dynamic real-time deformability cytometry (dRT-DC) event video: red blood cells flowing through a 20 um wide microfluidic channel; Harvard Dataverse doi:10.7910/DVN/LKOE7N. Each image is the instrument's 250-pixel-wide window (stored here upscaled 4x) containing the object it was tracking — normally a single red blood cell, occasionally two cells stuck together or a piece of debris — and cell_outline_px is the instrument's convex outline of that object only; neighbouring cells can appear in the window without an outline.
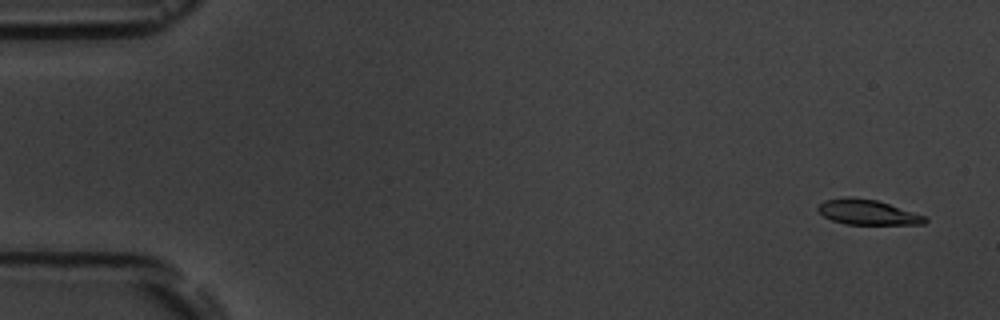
{"species": "common noctule bat (a hibernating species)", "species_latin": "Nyctalus noctula", "temperature_condition": "room temperature", "stored_images_in_passage": 4, "camera_frame_rate_fps": 3000, "um_per_image_px": 0.085, "animal": {"sex": "male", "body_mass_g": 19.5, "forearm_length_mm": 54.6}, "frame": {"image": 1, "passage_image": 1, "time_ms": 0.0, "image_size_px": [1000, 320], "cell_outline_px": [[928, 220], [924, 224], [844, 224], [832, 220], [824, 216], [816, 208], [824, 200], [848, 196], [852, 196], [876, 200], [924, 216]], "centroid_in_image_um": [73.69, 18.03], "position_along_channel_um": 11.3, "area_um2": 15.43}}